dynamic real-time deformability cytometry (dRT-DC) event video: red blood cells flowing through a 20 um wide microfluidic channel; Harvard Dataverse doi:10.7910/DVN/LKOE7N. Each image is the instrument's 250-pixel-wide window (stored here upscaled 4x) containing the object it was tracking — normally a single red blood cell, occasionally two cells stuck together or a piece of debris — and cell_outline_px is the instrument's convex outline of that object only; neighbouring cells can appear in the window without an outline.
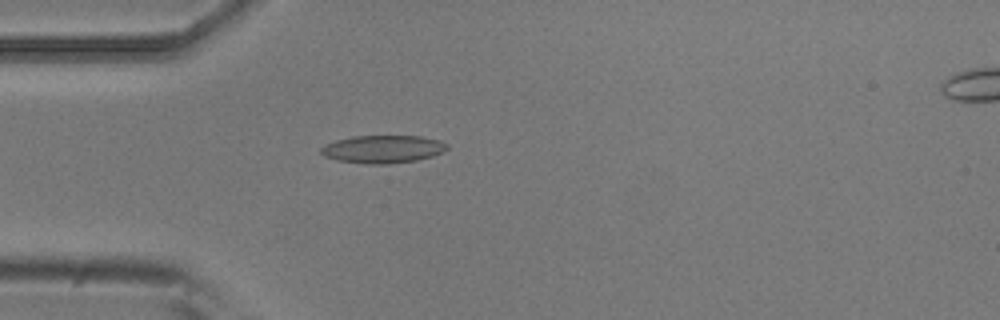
{"species": "common noctule bat (a hibernating species)", "species_latin": "Nyctalus noctula", "temperature_condition": "room temperature", "stored_images_in_passage": 3, "camera_frame_rate_fps": 3000, "um_per_image_px": 0.085, "animal": {"sex": "male", "body_mass_g": 20.5, "forearm_length_mm": 52.5}, "frame": {"image": 1, "passage_image": 3, "time_ms": 0.667, "image_size_px": [1000, 320], "cell_outline_px": [[448, 148], [444, 152], [432, 156], [416, 160], [388, 164], [364, 164], [336, 160], [324, 156], [320, 152], [320, 148], [324, 144], [336, 140], [352, 136], [420, 136], [440, 140], [448, 144]], "centroid_in_image_um": [32.53, 12.68], "position_along_channel_um": 52.5, "area_um2": 20.63}}